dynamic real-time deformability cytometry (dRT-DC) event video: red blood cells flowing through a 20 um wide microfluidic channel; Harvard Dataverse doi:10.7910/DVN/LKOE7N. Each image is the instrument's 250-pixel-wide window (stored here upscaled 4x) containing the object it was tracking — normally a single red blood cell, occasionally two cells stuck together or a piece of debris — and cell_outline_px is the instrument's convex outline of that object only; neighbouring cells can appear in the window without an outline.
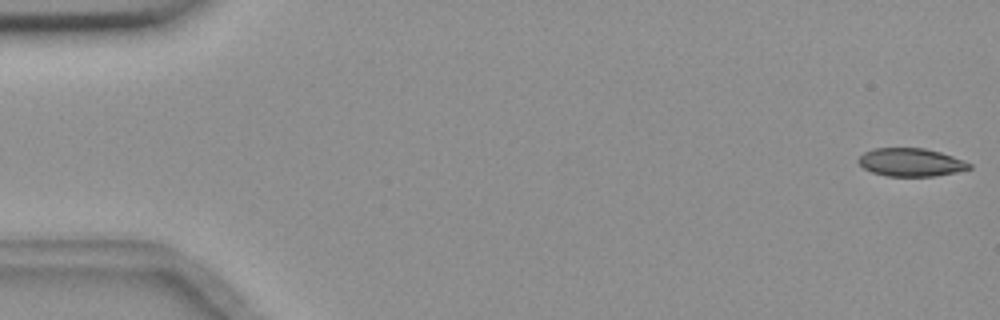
{"species": "common noctule bat (a hibernating species)", "species_latin": "Nyctalus noctula", "temperature_condition": "room temperature", "stored_images_in_passage": 55, "camera_frame_rate_fps": 3000, "um_per_image_px": 0.085, "animal": {"sex": "female", "body_mass_g": 18.4}, "frame": {"image": 1, "passage_image": 1, "time_ms": 0.0, "image_size_px": [1000, 320], "cell_outline_px": [[972, 168], [956, 172], [936, 176], [888, 176], [872, 172], [864, 168], [856, 160], [864, 152], [872, 148], [924, 148], [940, 152], [952, 156], [972, 164]], "centroid_in_image_um": [77.41, 13.79], "position_along_channel_um": 7.6, "area_um2": 18.15}}
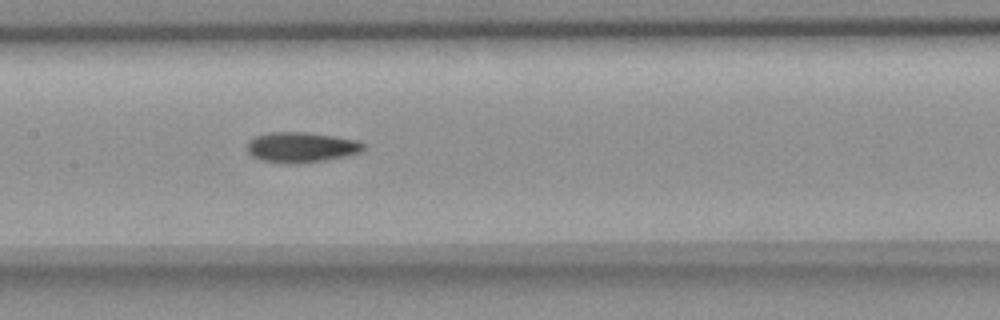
{"frame": {"image": 2, "passage_image": 27, "time_ms": 8.667, "image_size_px": [1000, 320], "cell_outline_px": [[364, 152], [348, 156], [300, 164], [284, 164], [260, 160], [252, 156], [248, 152], [248, 140], [256, 136], [272, 132], [308, 132], [356, 140], [364, 144]], "centroid_in_image_um": [25.61, 12.53], "position_along_channel_um": 181.8, "area_um2": 20.75}}
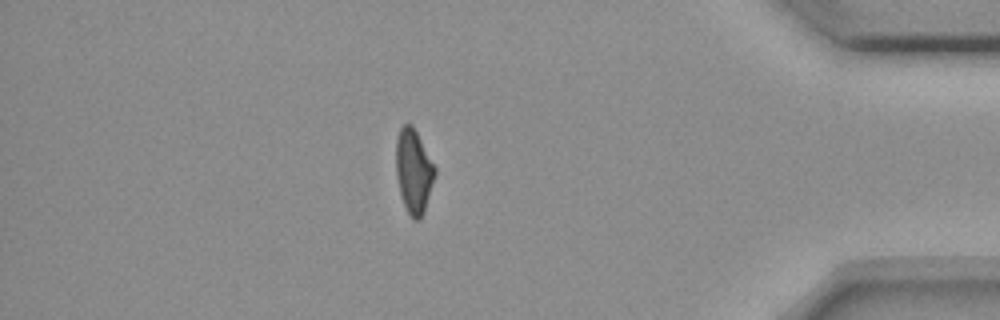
{"frame": {"image": 3, "passage_image": 48, "time_ms": 15.667, "image_size_px": [1000, 320], "cell_outline_px": [[436, 172], [424, 212], [416, 220], [408, 212], [404, 204], [400, 192], [396, 176], [396, 140], [400, 128], [404, 124], [412, 124], [436, 168]], "centroid_in_image_um": [35.15, 14.51], "position_along_channel_um": 400.0, "area_um2": 18.67}, "authors_computed_cell_mechanics": {"area_um2": 19.8254, "velocity_mm_per_s": 3.6643, "shape_relaxation_time_tau1_ms": 6.3374, "shape_relaxation_time_tau2_ms": 5.1531, "deformation_change_tau1": 0.1819, "deformation_change_tau2": 0.1324}}